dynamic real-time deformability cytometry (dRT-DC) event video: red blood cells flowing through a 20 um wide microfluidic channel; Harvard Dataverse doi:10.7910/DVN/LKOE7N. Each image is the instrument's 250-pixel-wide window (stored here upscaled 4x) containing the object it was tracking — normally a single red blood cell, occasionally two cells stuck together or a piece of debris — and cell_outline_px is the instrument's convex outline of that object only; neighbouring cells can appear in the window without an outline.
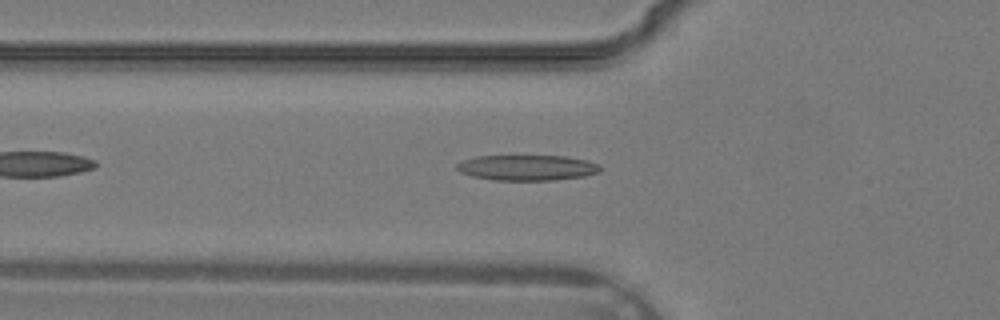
{"species": "common noctule bat (a hibernating species)", "species_latin": "Nyctalus noctula", "temperature_condition": "warm", "stored_images_in_passage": 27, "camera_frame_rate_fps": 3000, "um_per_image_px": 0.085, "animal": {"sex": "male", "body_mass_g": 19.2, "forearm_length_mm": 51.8}, "frame": {"image": 1, "passage_image": 5, "time_ms": 1.333, "image_size_px": [1000, 320], "cell_outline_px": [[600, 172], [584, 176], [556, 180], [492, 180], [472, 176], [460, 172], [456, 168], [456, 164], [464, 160], [476, 156], [564, 156], [584, 160], [600, 164]], "centroid_in_image_um": [44.79, 14.26], "position_along_channel_um": 81.0, "area_um2": 21.27}}
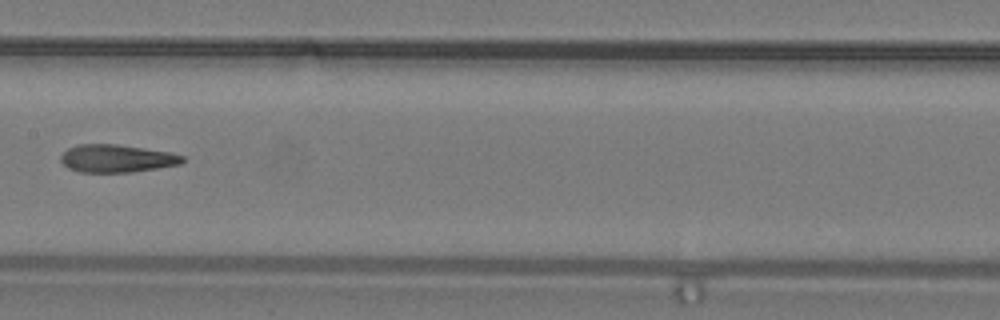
{"frame": {"image": 2, "passage_image": 11, "time_ms": 3.333, "image_size_px": [1000, 320], "cell_outline_px": [[184, 160], [180, 164], [132, 172], [80, 172], [68, 168], [60, 160], [60, 156], [68, 148], [80, 144], [116, 144], [172, 152], [184, 156]], "centroid_in_image_um": [9.92, 13.46], "position_along_channel_um": 197.5, "area_um2": 19.65}}
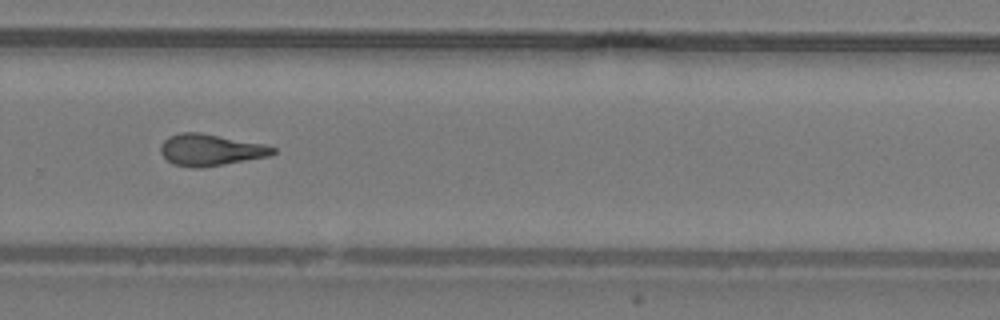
{"frame": {"image": 3, "passage_image": 17, "time_ms": 5.333, "image_size_px": [1000, 320], "cell_outline_px": [[276, 152], [268, 156], [224, 164], [200, 168], [192, 168], [172, 164], [160, 152], [160, 144], [168, 136], [180, 132], [200, 132], [264, 144], [276, 148]], "centroid_in_image_um": [17.85, 12.74], "position_along_channel_um": 311.9, "area_um2": 20.69}}